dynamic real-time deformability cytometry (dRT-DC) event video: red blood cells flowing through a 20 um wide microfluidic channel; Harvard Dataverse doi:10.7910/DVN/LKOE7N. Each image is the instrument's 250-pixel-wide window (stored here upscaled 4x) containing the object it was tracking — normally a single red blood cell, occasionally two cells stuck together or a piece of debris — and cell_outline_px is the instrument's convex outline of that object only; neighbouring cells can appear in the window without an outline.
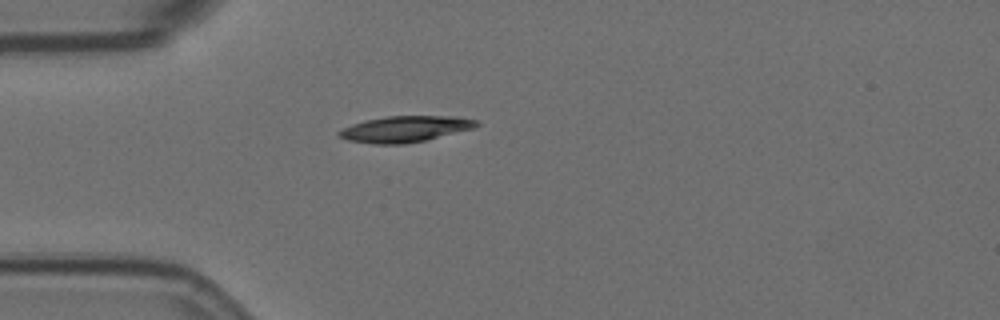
{"species": "Egyptian fruit bat (a non-hibernating species)", "species_latin": "Rousettus aegyptiacus", "temperature_condition": "room temperature", "stored_images_in_passage": 38, "camera_frame_rate_fps": 3000, "um_per_image_px": 0.085, "animal": {"sex": "female"}, "frame": {"image": 1, "passage_image": 1, "time_ms": 0.0, "image_size_px": [1000, 320], "cell_outline_px": [[480, 124], [472, 128], [424, 140], [404, 144], [372, 144], [348, 140], [340, 136], [336, 132], [352, 124], [368, 120], [388, 116], [456, 116], [476, 120]], "centroid_in_image_um": [34.41, 10.96], "position_along_channel_um": 50.6, "area_um2": 20.52}}
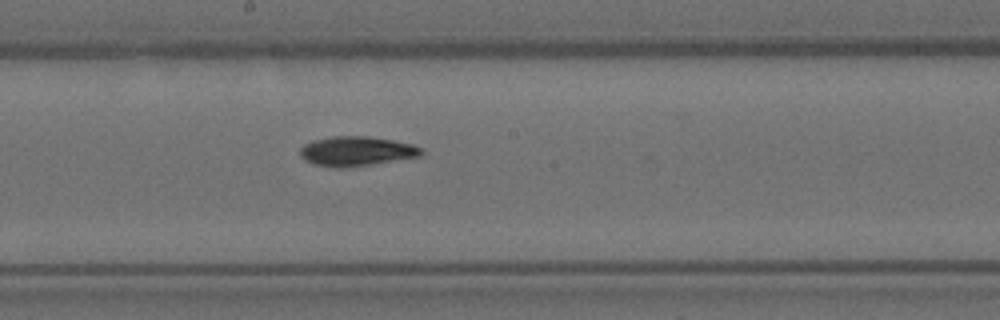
{"frame": {"image": 2, "passage_image": 16, "time_ms": 5.0, "image_size_px": [1000, 320], "cell_outline_px": [[424, 152], [420, 156], [372, 164], [340, 168], [336, 168], [312, 164], [304, 160], [300, 156], [300, 148], [304, 144], [312, 140], [332, 136], [368, 136], [392, 140], [412, 144], [424, 148]], "centroid_in_image_um": [30.28, 12.85], "position_along_channel_um": 217.9, "area_um2": 21.04}}
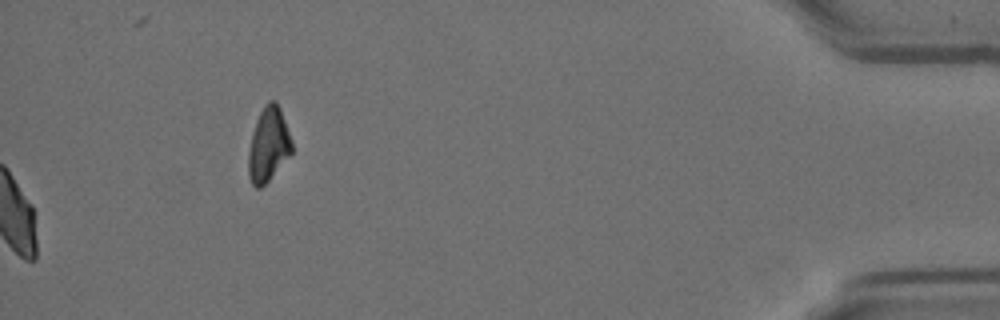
{"frame": {"image": 3, "passage_image": 38, "time_ms": 12.333, "image_size_px": [1000, 320], "cell_outline_px": [[292, 152], [268, 180], [260, 188], [256, 188], [252, 184], [248, 176], [248, 152], [256, 120], [264, 104], [268, 100], [276, 100], [280, 108], [292, 140]], "centroid_in_image_um": [22.81, 12.27], "position_along_channel_um": 412.4, "area_um2": 18.61}, "authors_computed_cell_mechanics": {"area_um2": 20.519, "velocity_mm_per_s": 3.5258, "shape_relaxation_time_tau1_ms": 7.2158, "shape_relaxation_time_tau2_ms": null, "deformation_change_tau1": 0.2003, "deformation_change_tau2": null}}